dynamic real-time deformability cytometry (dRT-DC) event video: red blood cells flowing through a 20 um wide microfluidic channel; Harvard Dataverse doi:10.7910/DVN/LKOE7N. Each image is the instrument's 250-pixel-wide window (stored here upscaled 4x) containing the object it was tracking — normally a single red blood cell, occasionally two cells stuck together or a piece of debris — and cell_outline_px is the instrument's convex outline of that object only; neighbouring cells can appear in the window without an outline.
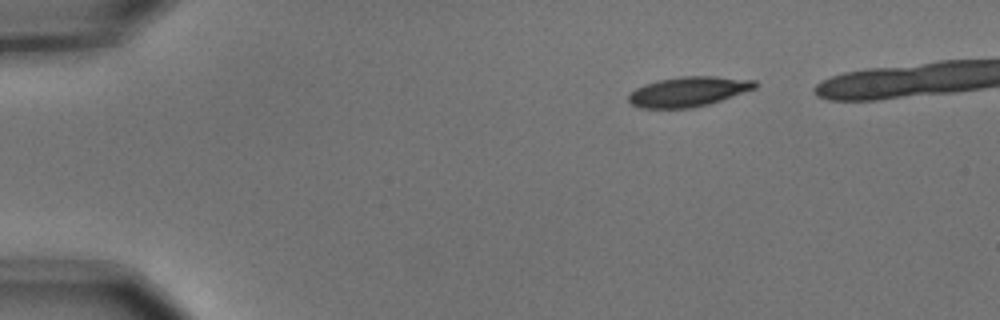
{"species": "common noctule bat (a hibernating species)", "species_latin": "Nyctalus noctula", "temperature_condition": "cold", "stored_images_in_passage": 7, "camera_frame_rate_fps": 3000, "um_per_image_px": 0.085, "animal": {"sex": "male", "body_mass_g": 15.6}, "frame": {"image": 1, "passage_image": 1, "time_ms": 0.0, "image_size_px": [1000, 320], "cell_outline_px": [[760, 84], [756, 88], [708, 104], [692, 108], [640, 108], [632, 104], [628, 100], [628, 92], [644, 84], [656, 80], [680, 76], [716, 76], [756, 80]], "centroid_in_image_um": [58.5, 7.77], "position_along_channel_um": 26.5, "area_um2": 22.2}}
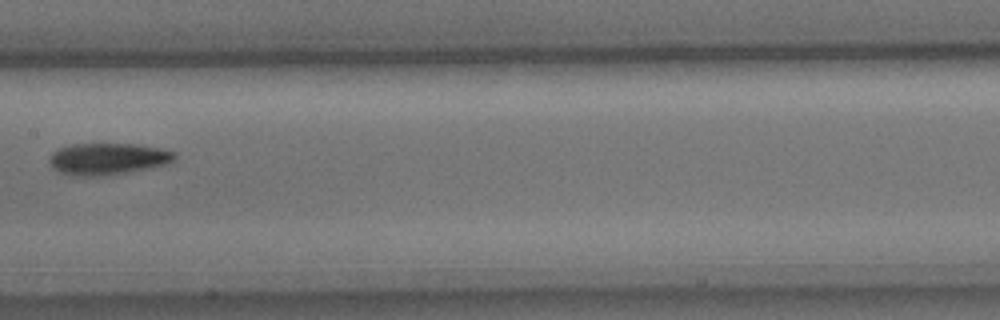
{"frame": {"image": 2, "passage_image": 6, "time_ms": 1.667, "image_size_px": [1000, 320], "cell_outline_px": [[176, 160], [168, 164], [148, 168], [100, 176], [72, 176], [56, 172], [48, 164], [48, 160], [52, 152], [60, 148], [72, 144], [136, 144], [160, 148], [176, 152]], "centroid_in_image_um": [9.13, 13.51], "position_along_channel_um": 198.3, "area_um2": 23.35}}
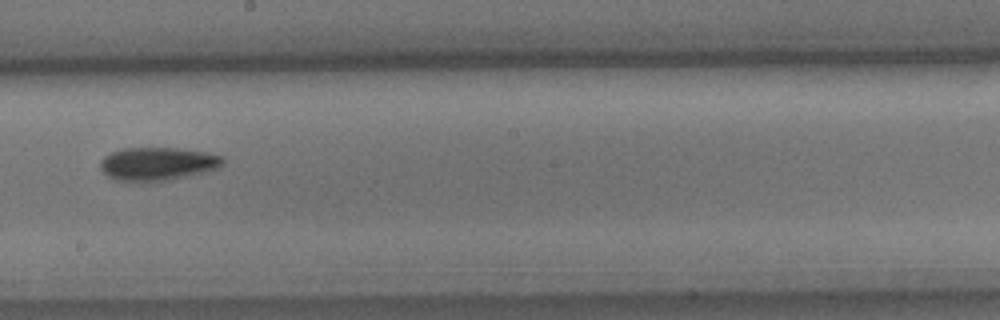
{"frame": {"image": 3, "passage_image": 7, "time_ms": 2.0, "image_size_px": [1000, 320], "cell_outline_px": [[224, 164], [220, 168], [208, 172], [168, 180], [140, 184], [116, 180], [108, 176], [100, 168], [100, 160], [104, 156], [112, 152], [124, 148], [176, 148], [204, 152], [224, 156]], "centroid_in_image_um": [13.4, 13.96], "position_along_channel_um": 234.8, "area_um2": 24.33}}